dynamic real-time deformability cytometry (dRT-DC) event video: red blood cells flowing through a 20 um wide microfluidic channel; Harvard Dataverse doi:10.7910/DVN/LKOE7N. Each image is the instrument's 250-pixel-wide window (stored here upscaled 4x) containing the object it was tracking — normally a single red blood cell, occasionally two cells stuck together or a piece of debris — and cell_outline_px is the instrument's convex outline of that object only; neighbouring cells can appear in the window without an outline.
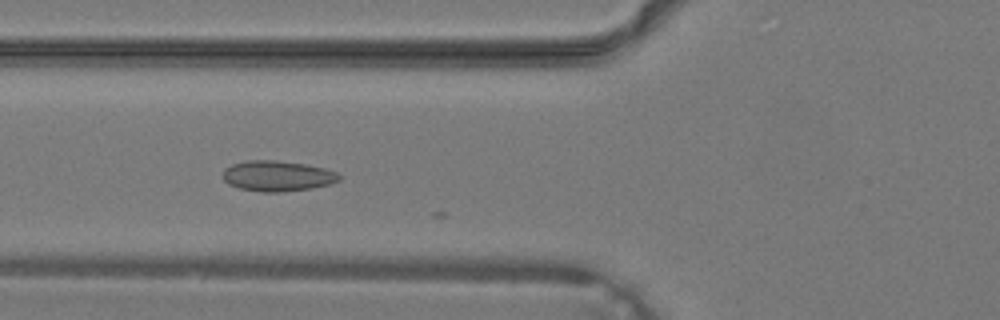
{"species": "common noctule bat (a hibernating species)", "species_latin": "Nyctalus noctula", "temperature_condition": "warm", "stored_images_in_passage": 11, "camera_frame_rate_fps": 3000, "um_per_image_px": 0.085, "animal": {"sex": "male", "body_mass_g": 19.2, "forearm_length_mm": 51.8}, "frame": {"image": 1, "passage_image": 8, "time_ms": 2.333, "image_size_px": [1000, 320], "cell_outline_px": [[340, 180], [332, 184], [312, 188], [280, 192], [260, 192], [240, 188], [228, 184], [220, 176], [224, 168], [232, 164], [248, 160], [276, 160], [304, 164], [324, 168], [336, 172], [340, 176]], "centroid_in_image_um": [23.55, 14.96], "position_along_channel_um": 102.3, "area_um2": 20.87}}